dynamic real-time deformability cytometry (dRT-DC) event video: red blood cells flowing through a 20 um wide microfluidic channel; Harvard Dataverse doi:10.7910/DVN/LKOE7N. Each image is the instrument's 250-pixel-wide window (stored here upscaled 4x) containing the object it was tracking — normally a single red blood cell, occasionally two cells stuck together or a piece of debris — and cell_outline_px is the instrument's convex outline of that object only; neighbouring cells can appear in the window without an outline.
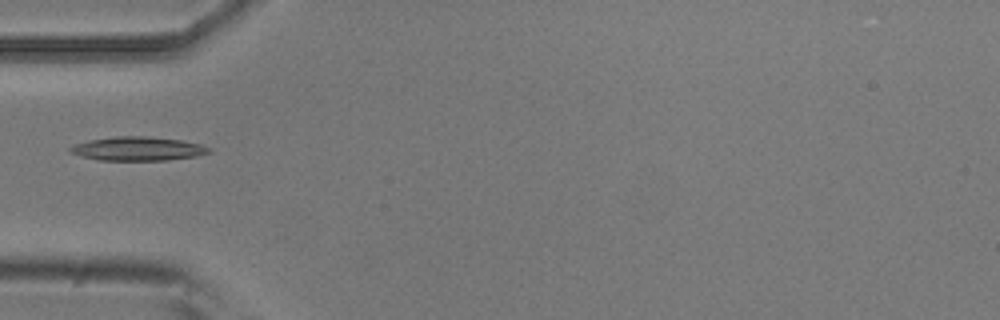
{"species": "common noctule bat (a hibernating species)", "species_latin": "Nyctalus noctula", "temperature_condition": "room temperature", "stored_images_in_passage": 2, "camera_frame_rate_fps": 3000, "um_per_image_px": 0.085, "animal": {"sex": "male", "body_mass_g": 20.5, "forearm_length_mm": 52.5}, "frame": {"image": 1, "passage_image": 1, "time_ms": 0.0, "image_size_px": [1000, 320], "cell_outline_px": [[212, 152], [196, 156], [168, 160], [100, 160], [80, 156], [68, 152], [68, 148], [76, 144], [92, 140], [116, 136], [148, 136], [180, 140], [200, 144], [212, 148]], "centroid_in_image_um": [11.74, 12.64], "position_along_channel_um": 73.3, "area_um2": 19.25}}